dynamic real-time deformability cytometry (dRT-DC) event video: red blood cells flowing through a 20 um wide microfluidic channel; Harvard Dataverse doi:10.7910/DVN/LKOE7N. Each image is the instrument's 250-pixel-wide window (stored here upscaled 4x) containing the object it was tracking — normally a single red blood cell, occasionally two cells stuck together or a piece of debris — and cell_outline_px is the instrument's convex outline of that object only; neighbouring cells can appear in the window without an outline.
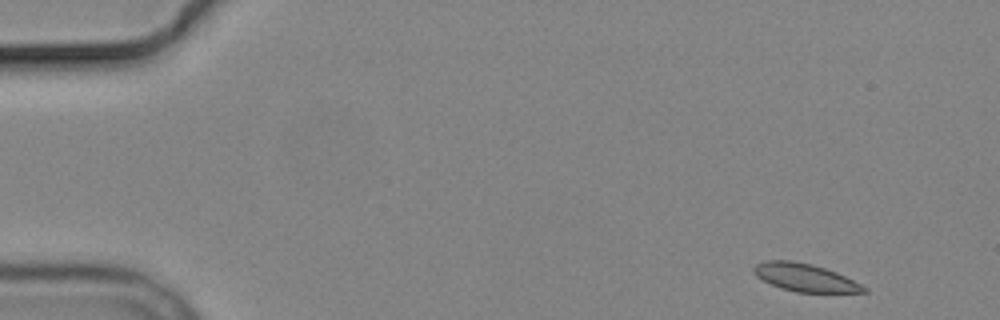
{"species": "common noctule bat (a hibernating species)", "species_latin": "Nyctalus noctula", "temperature_condition": "cold", "stored_images_in_passage": 5, "camera_frame_rate_fps": 3000, "um_per_image_px": 0.085, "animal": {"sex": "male", "body_mass_g": 19.2, "forearm_length_mm": 51.8}, "frame": {"image": 1, "passage_image": 1, "time_ms": 0.0, "image_size_px": [1000, 320], "cell_outline_px": [[868, 292], [796, 292], [780, 288], [756, 276], [752, 272], [752, 268], [756, 264], [764, 260], [792, 260], [812, 264], [836, 272], [868, 288]], "centroid_in_image_um": [68.38, 23.58], "position_along_channel_um": 16.6, "area_um2": 17.74}}
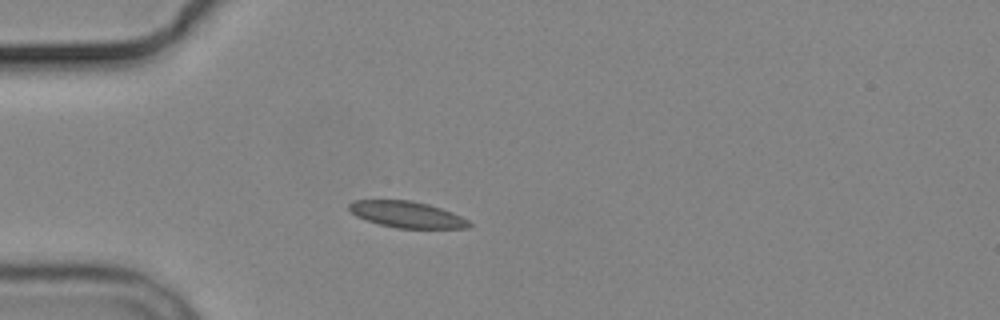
{"frame": {"image": 2, "passage_image": 4, "time_ms": 3.667, "image_size_px": [1000, 320], "cell_outline_px": [[472, 224], [468, 228], [396, 228], [380, 224], [356, 216], [348, 212], [348, 204], [352, 200], [412, 200], [428, 204], [452, 212], [468, 220]], "centroid_in_image_um": [34.55, 18.22], "position_along_channel_um": 50.5, "area_um2": 18.44}}